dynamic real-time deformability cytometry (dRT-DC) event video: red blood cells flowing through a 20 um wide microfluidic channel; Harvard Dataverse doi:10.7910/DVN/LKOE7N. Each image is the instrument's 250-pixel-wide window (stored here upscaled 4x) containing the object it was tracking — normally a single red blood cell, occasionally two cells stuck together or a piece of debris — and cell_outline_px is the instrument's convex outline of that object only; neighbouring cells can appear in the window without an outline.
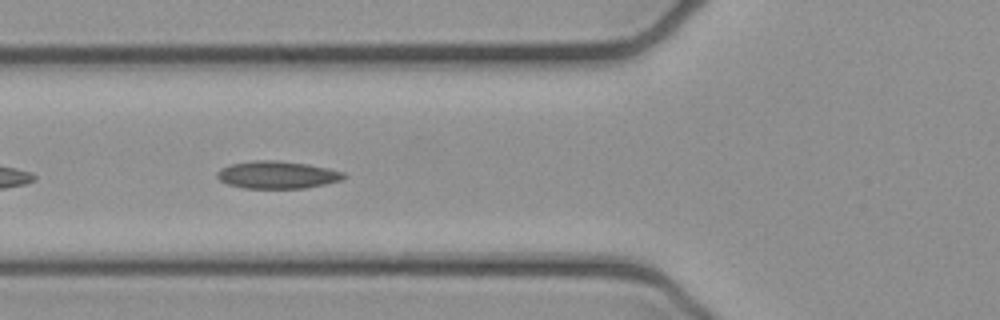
{"species": "common noctule bat (a hibernating species)", "species_latin": "Nyctalus noctula", "temperature_condition": "cold", "stored_images_in_passage": 4, "camera_frame_rate_fps": 3000, "um_per_image_px": 0.085, "animal": {"sex": "female", "body_mass_g": 21.9}, "frame": {"image": 1, "passage_image": 2, "time_ms": 0.333, "image_size_px": [1000, 320], "cell_outline_px": [[348, 176], [340, 180], [324, 184], [304, 188], [244, 188], [228, 184], [220, 180], [216, 176], [216, 172], [220, 168], [232, 164], [252, 160], [272, 160], [308, 164], [328, 168], [344, 172]], "centroid_in_image_um": [23.55, 14.85], "position_along_channel_um": 102.2, "area_um2": 20.23}}
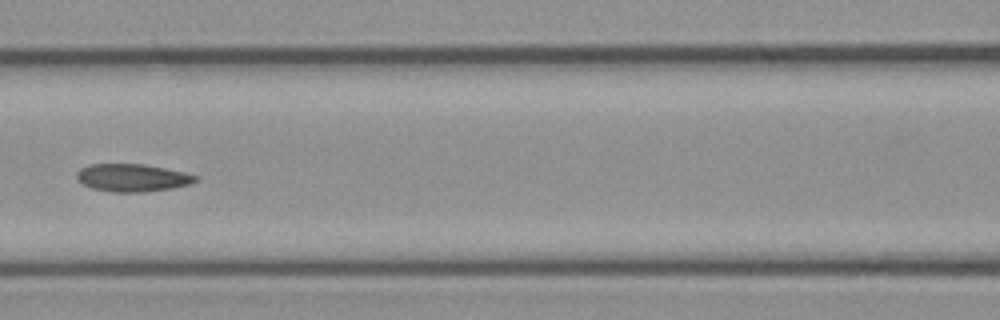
{"frame": {"image": 2, "passage_image": 3, "time_ms": 0.667, "image_size_px": [1000, 320], "cell_outline_px": [[200, 180], [192, 184], [172, 188], [144, 192], [112, 192], [92, 188], [84, 184], [76, 176], [76, 172], [80, 168], [88, 164], [144, 164], [184, 172], [200, 176]], "centroid_in_image_um": [11.3, 15.1], "position_along_channel_um": 155.3, "area_um2": 19.31}}
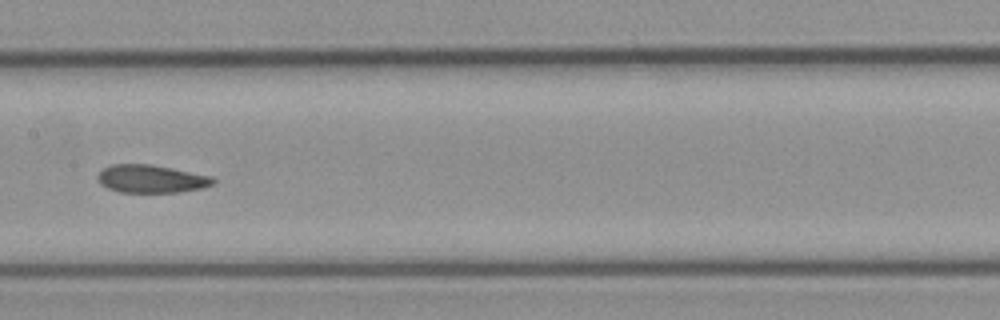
{"frame": {"image": 3, "passage_image": 4, "time_ms": 1.0, "image_size_px": [1000, 320], "cell_outline_px": [[216, 184], [204, 188], [180, 192], [120, 192], [108, 188], [100, 184], [96, 180], [96, 176], [104, 168], [112, 164], [152, 164], [212, 176], [216, 180]], "centroid_in_image_um": [12.88, 15.2], "position_along_channel_um": 194.5, "area_um2": 19.02}}